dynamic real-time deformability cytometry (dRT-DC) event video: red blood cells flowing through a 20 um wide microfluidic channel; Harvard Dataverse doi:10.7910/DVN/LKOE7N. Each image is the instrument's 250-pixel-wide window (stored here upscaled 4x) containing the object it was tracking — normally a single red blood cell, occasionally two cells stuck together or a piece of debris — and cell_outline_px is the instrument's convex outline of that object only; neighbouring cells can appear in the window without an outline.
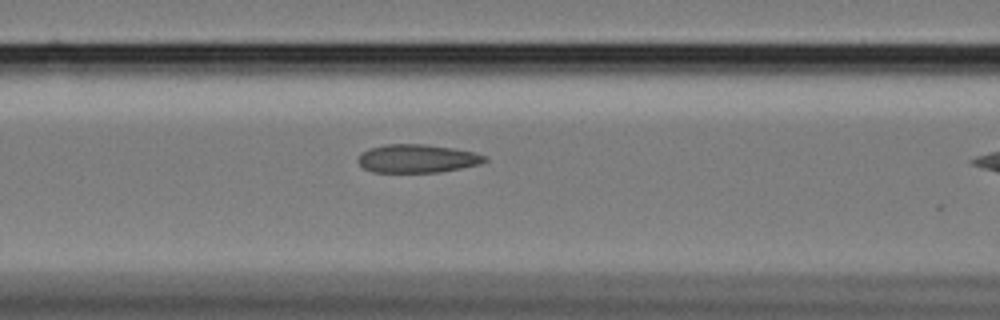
{"species": "Egyptian fruit bat (a non-hibernating species)", "species_latin": "Rousettus aegyptiacus", "temperature_condition": "cold", "stored_images_in_passage": 18, "camera_frame_rate_fps": 3000, "um_per_image_px": 0.085, "animal": {"sex": "female"}, "frame": {"image": 1, "passage_image": 13, "time_ms": 4.0, "image_size_px": [1000, 320], "cell_outline_px": [[488, 160], [480, 164], [440, 172], [372, 172], [364, 168], [356, 160], [360, 152], [368, 148], [384, 144], [424, 144], [452, 148], [472, 152], [488, 156]], "centroid_in_image_um": [35.43, 13.47], "position_along_channel_um": 131.2, "area_um2": 21.04}}
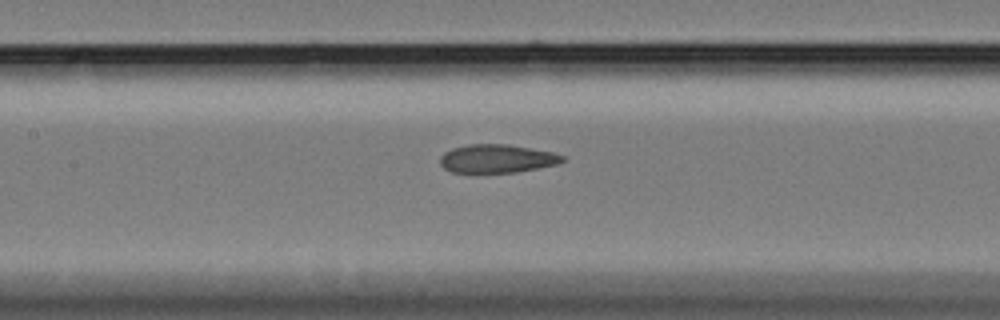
{"frame": {"image": 2, "passage_image": 16, "time_ms": 5.0, "image_size_px": [1000, 320], "cell_outline_px": [[564, 160], [556, 164], [516, 172], [452, 172], [444, 168], [440, 164], [440, 156], [444, 152], [452, 148], [468, 144], [508, 144], [552, 152], [564, 156]], "centroid_in_image_um": [42.2, 13.47], "position_along_channel_um": 165.2, "area_um2": 20.06}}